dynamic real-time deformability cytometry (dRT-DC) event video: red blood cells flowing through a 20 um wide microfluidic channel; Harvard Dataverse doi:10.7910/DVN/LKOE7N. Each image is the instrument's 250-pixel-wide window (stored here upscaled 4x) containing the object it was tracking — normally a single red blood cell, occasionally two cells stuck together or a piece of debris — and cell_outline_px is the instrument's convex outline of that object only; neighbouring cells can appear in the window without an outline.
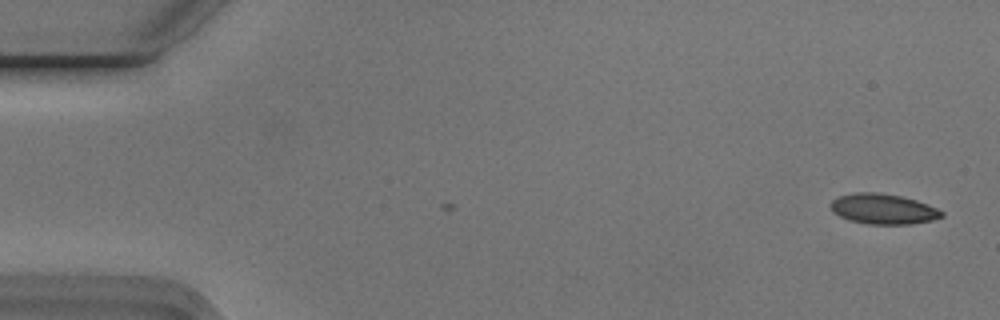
{"species": "Egyptian fruit bat (a non-hibernating species)", "species_latin": "Rousettus aegyptiacus", "temperature_condition": "cold", "stored_images_in_passage": 2, "camera_frame_rate_fps": 3000, "um_per_image_px": 0.085, "animal": {"sex": "male"}, "frame": {"image": 1, "passage_image": 2, "time_ms": 0.333, "image_size_px": [1000, 320], "cell_outline_px": [[944, 216], [932, 220], [912, 224], [868, 224], [852, 220], [840, 216], [832, 212], [828, 204], [832, 200], [840, 196], [856, 192], [880, 192], [900, 196], [916, 200], [928, 204], [944, 212]], "centroid_in_image_um": [75.07, 17.75], "position_along_channel_um": 9.9, "area_um2": 19.65}}